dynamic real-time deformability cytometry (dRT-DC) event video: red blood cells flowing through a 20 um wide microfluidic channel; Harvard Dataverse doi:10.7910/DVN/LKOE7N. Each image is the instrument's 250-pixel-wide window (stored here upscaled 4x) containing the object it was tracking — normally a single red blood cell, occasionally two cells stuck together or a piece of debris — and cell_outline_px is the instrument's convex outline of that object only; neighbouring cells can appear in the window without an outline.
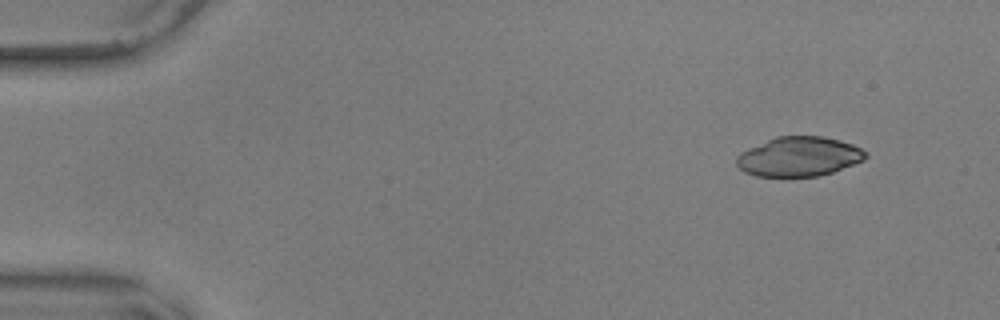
{"species": "common noctule bat (a hibernating species)", "species_latin": "Nyctalus noctula", "temperature_condition": "warm", "stored_images_in_passage": 11, "camera_frame_rate_fps": 3000, "um_per_image_px": 0.085, "animal": {"sex": "male", "body_mass_g": 17.9, "forearm_length_mm": 54.2}, "frame": {"image": 1, "passage_image": 1, "time_ms": 0.0, "image_size_px": [1000, 320], "cell_outline_px": [[868, 156], [864, 160], [832, 172], [816, 176], [756, 176], [744, 172], [736, 164], [736, 156], [740, 152], [748, 148], [776, 136], [824, 136], [840, 140], [852, 144], [860, 148]], "centroid_in_image_um": [67.88, 13.3], "position_along_channel_um": 17.1, "area_um2": 29.65}}